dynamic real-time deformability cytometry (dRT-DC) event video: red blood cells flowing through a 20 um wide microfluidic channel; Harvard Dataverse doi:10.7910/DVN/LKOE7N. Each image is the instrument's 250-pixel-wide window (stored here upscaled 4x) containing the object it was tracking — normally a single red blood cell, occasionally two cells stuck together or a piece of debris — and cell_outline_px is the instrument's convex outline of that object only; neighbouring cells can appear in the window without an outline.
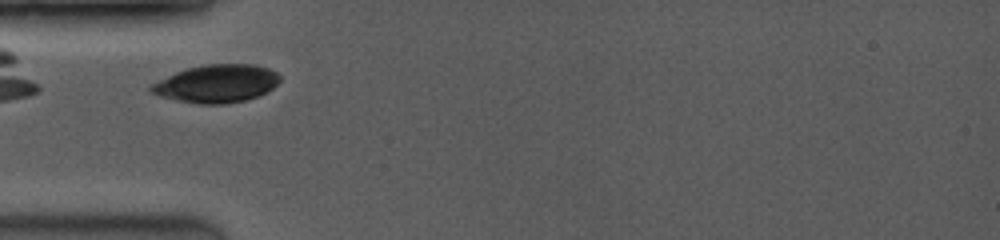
{"species": "common noctule bat (a hibernating species)", "species_latin": "Nyctalus noctula", "temperature_condition": "room temperature", "stored_images_in_passage": 13, "camera_frame_rate_fps": 3500, "um_per_image_px": 0.085, "animal": {"sex": "female", "body_mass_g": 19.0, "forearm_length_mm": 53.3}, "frame": {"image": 1, "passage_image": 3, "time_ms": 0.571, "image_size_px": [1000, 240], "cell_outline_px": [[280, 80], [272, 88], [256, 96], [244, 100], [224, 104], [200, 104], [160, 96], [148, 92], [148, 84], [176, 72], [188, 68], [204, 64], [252, 64], [268, 68], [276, 72], [280, 76]], "centroid_in_image_um": [18.36, 7.1], "position_along_channel_um": 66.6, "area_um2": 28.32}}